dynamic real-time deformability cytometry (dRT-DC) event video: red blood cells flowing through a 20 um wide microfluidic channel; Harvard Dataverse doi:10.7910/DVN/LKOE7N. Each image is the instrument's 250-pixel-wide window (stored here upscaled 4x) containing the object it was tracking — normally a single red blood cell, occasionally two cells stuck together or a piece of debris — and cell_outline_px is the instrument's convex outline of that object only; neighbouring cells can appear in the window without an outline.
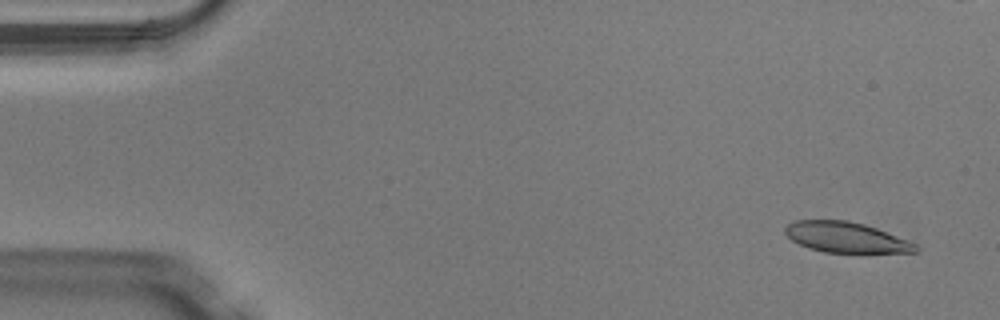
{"species": "Egyptian fruit bat (a non-hibernating species)", "species_latin": "Rousettus aegyptiacus", "temperature_condition": "warm", "stored_images_in_passage": 15, "camera_frame_rate_fps": 3000, "um_per_image_px": 0.085, "animal": {"sex": "male"}, "frame": {"image": 1, "passage_image": 3, "time_ms": 0.667, "image_size_px": [1000, 320], "cell_outline_px": [[920, 248], [916, 252], [824, 252], [808, 248], [792, 240], [784, 232], [784, 228], [788, 224], [796, 220], [848, 220], [864, 224], [876, 228], [908, 240], [916, 244]], "centroid_in_image_um": [71.9, 20.16], "position_along_channel_um": 13.1, "area_um2": 23.0}}